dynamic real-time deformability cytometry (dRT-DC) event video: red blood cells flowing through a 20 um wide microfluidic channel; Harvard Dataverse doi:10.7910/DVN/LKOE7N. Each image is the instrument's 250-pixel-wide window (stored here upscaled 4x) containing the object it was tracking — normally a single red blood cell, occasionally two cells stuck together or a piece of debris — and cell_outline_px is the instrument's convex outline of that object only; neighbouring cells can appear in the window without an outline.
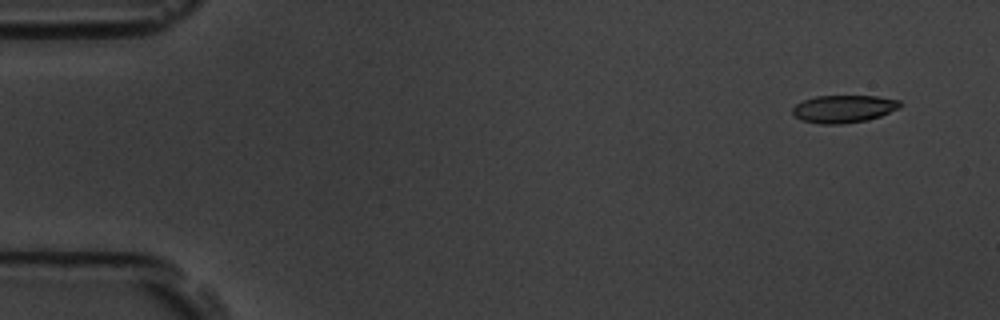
{"species": "common noctule bat (a hibernating species)", "species_latin": "Nyctalus noctula", "temperature_condition": "room temperature", "stored_images_in_passage": 5, "camera_frame_rate_fps": 3000, "um_per_image_px": 0.085, "animal": {"sex": "male", "body_mass_g": 19.5, "forearm_length_mm": 54.6}, "frame": {"image": 1, "passage_image": 1, "time_ms": 0.0, "image_size_px": [1000, 320], "cell_outline_px": [[900, 108], [880, 116], [868, 120], [840, 124], [820, 124], [800, 120], [792, 112], [792, 108], [796, 104], [804, 100], [816, 96], [876, 96], [900, 100]], "centroid_in_image_um": [71.71, 9.25], "position_along_channel_um": 13.3, "area_um2": 17.28}}
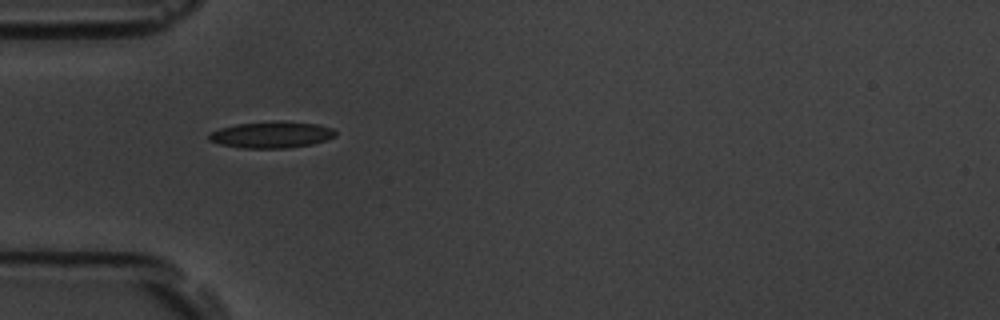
{"frame": {"image": 2, "passage_image": 5, "time_ms": 4.667, "image_size_px": [1000, 320], "cell_outline_px": [[336, 136], [312, 144], [288, 148], [240, 148], [220, 144], [208, 140], [208, 132], [220, 128], [236, 124], [272, 120], [316, 124], [332, 128], [336, 132]], "centroid_in_image_um": [23.03, 11.45], "position_along_channel_um": 62.0, "area_um2": 19.65}}